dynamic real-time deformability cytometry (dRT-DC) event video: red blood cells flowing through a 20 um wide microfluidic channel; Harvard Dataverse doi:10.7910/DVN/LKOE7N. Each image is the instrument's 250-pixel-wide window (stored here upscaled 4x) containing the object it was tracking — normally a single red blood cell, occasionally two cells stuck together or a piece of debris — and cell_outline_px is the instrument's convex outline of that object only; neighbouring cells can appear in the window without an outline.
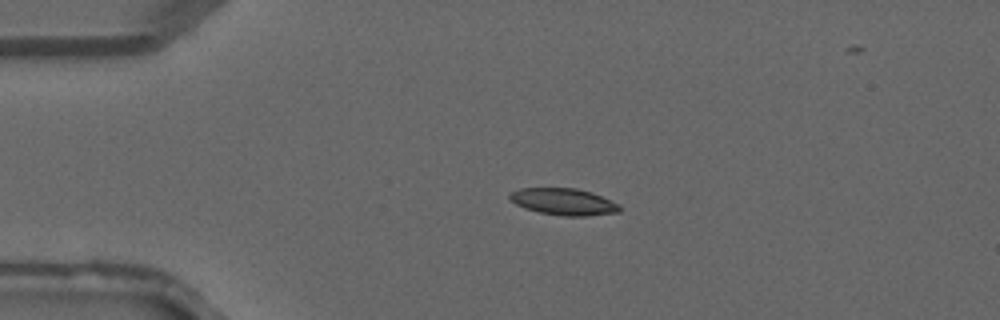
{"species": "common noctule bat (a hibernating species)", "species_latin": "Nyctalus noctula", "temperature_condition": "warm", "stored_images_in_passage": 40, "camera_frame_rate_fps": 3000, "um_per_image_px": 0.085, "animal": {"sex": "male", "forearm_length_mm": 52.5}, "frame": {"image": 1, "passage_image": 9, "time_ms": 2.667, "image_size_px": [1000, 320], "cell_outline_px": [[620, 212], [588, 216], [564, 216], [540, 212], [524, 208], [516, 204], [508, 196], [512, 192], [520, 188], [576, 188], [592, 192], [620, 204]], "centroid_in_image_um": [47.94, 17.14], "position_along_channel_um": 37.1, "area_um2": 17.11}}
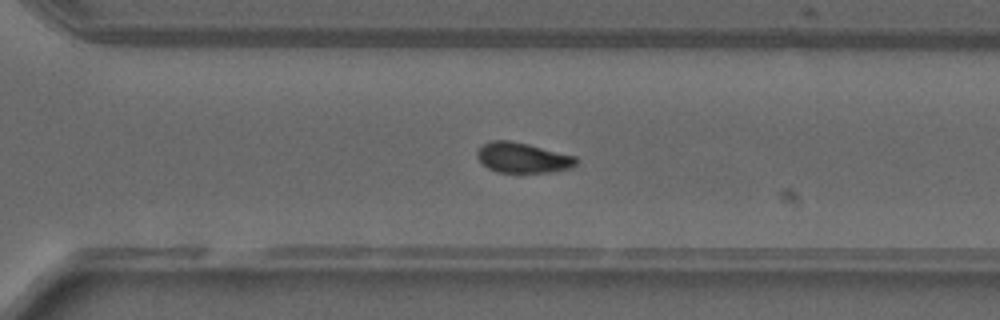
{"frame": {"image": 2, "passage_image": 28, "time_ms": 9.0, "image_size_px": [1000, 320], "cell_outline_px": [[576, 164], [572, 168], [548, 172], [496, 172], [488, 168], [476, 156], [476, 152], [484, 144], [492, 140], [508, 140], [528, 144], [576, 156]], "centroid_in_image_um": [44.43, 13.4], "position_along_channel_um": 326.2, "area_um2": 17.28}}
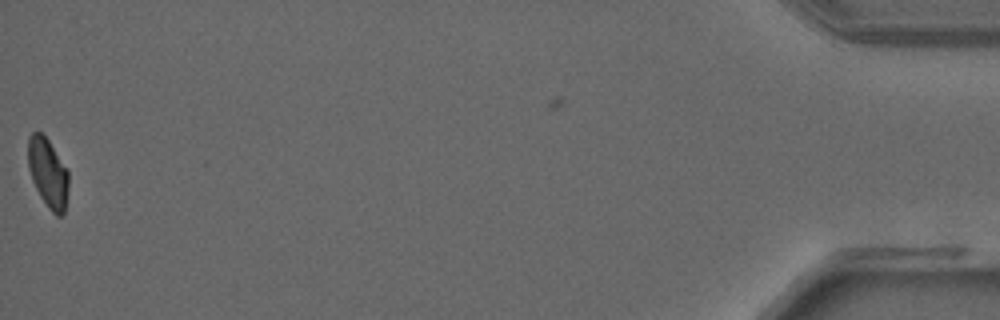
{"frame": {"image": 3, "passage_image": 40, "time_ms": 13.0, "image_size_px": [1000, 320], "cell_outline_px": [[68, 188], [64, 212], [60, 216], [56, 216], [48, 208], [40, 196], [32, 180], [28, 168], [28, 136], [32, 132], [40, 132], [48, 140], [68, 172]], "centroid_in_image_um": [4.05, 14.71], "position_along_channel_um": 431.1, "area_um2": 16.13}}